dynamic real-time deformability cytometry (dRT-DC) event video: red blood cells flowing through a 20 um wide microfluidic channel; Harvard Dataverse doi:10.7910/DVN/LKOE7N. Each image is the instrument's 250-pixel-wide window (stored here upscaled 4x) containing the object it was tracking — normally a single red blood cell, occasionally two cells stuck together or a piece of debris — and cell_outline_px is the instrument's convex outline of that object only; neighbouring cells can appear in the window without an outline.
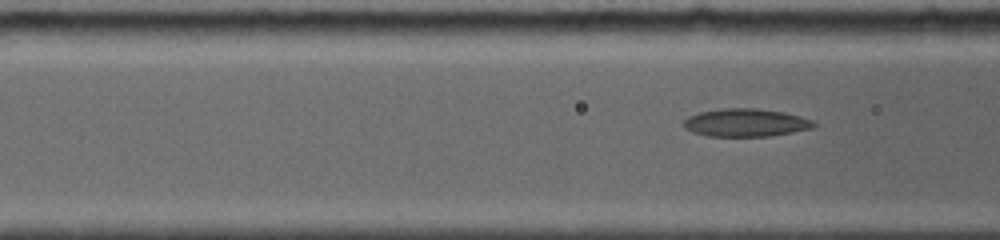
{"species": "common noctule bat (a hibernating species)", "species_latin": "Nyctalus noctula", "temperature_condition": "room temperature", "stored_images_in_passage": 16, "camera_frame_rate_fps": 5000, "um_per_image_px": 0.085, "animal": {"sex": "female", "body_mass_g": 19.0, "forearm_length_mm": 56.7}, "frame": {"image": 1, "passage_image": 12, "time_ms": 2.6, "image_size_px": [1000, 240], "cell_outline_px": [[816, 124], [812, 128], [768, 136], [708, 136], [692, 132], [684, 128], [680, 124], [688, 116], [700, 112], [720, 108], [756, 108], [784, 112], [800, 116], [812, 120]], "centroid_in_image_um": [63.32, 10.42], "position_along_channel_um": 103.3, "area_um2": 21.21}}